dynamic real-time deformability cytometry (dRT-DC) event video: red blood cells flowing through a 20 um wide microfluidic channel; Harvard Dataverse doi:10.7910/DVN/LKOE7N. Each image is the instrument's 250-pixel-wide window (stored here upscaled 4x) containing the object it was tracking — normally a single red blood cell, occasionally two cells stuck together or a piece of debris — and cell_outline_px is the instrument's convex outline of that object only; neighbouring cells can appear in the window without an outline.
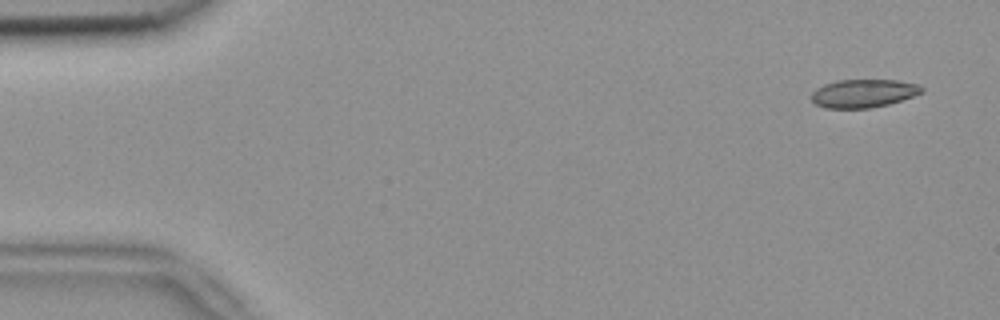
{"species": "common noctule bat (a hibernating species)", "species_latin": "Nyctalus noctula", "temperature_condition": "room temperature", "stored_images_in_passage": 5, "camera_frame_rate_fps": 3000, "um_per_image_px": 0.085, "animal": {"sex": "female", "body_mass_g": 18.4}, "frame": {"image": 1, "passage_image": 1, "time_ms": 0.0, "image_size_px": [1000, 320], "cell_outline_px": [[924, 92], [888, 104], [868, 108], [824, 108], [816, 104], [812, 100], [812, 92], [816, 88], [824, 84], [836, 80], [896, 80], [920, 84], [924, 88]], "centroid_in_image_um": [73.39, 7.92], "position_along_channel_um": 11.6, "area_um2": 18.15}}